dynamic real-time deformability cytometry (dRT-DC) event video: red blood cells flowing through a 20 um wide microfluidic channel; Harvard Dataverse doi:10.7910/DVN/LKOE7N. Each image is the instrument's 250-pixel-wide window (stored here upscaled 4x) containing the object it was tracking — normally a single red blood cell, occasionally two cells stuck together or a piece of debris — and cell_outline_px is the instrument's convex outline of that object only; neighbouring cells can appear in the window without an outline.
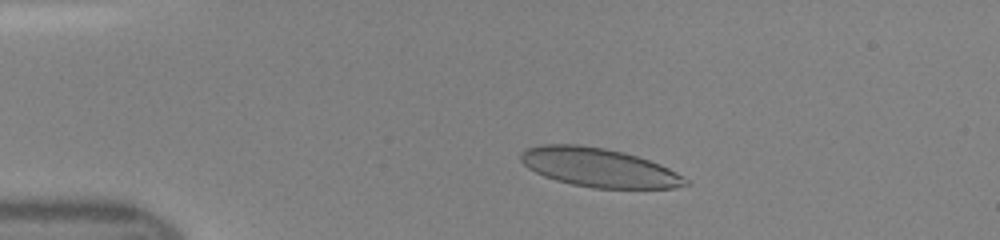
{"species": "human", "species_latin": "Homo sapiens", "temperature_condition": "room temperature", "stored_images_in_passage": 36, "camera_frame_rate_fps": 3000, "um_per_image_px": 0.085, "donor": {"sex": "female"}, "frame": {"image": 1, "passage_image": 7, "time_ms": 2.0, "image_size_px": [1000, 240], "cell_outline_px": [[692, 184], [676, 188], [592, 188], [572, 184], [556, 180], [544, 176], [528, 168], [520, 160], [520, 152], [524, 148], [544, 144], [580, 144], [604, 148], [624, 152], [660, 164], [676, 172], [688, 180]], "centroid_in_image_um": [50.89, 14.24], "position_along_channel_um": 34.1, "area_um2": 37.4}}
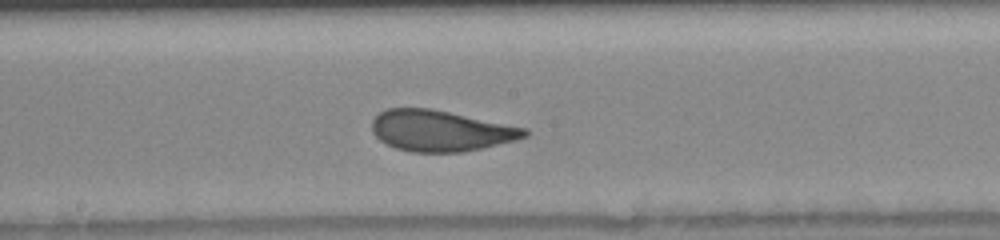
{"frame": {"image": 2, "passage_image": 23, "time_ms": 7.333, "image_size_px": [1000, 240], "cell_outline_px": [[528, 136], [516, 140], [480, 148], [460, 152], [412, 152], [396, 148], [380, 140], [372, 132], [372, 120], [380, 112], [388, 108], [432, 108], [528, 128]], "centroid_in_image_um": [37.46, 11.1], "position_along_channel_um": 210.7, "area_um2": 36.41}}
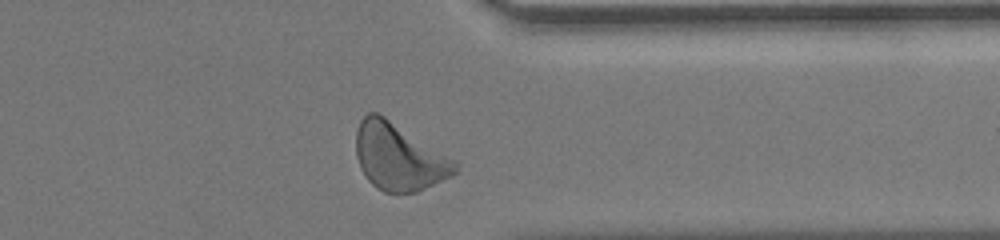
{"frame": {"image": 3, "passage_image": 35, "time_ms": 11.333, "image_size_px": [1000, 240], "cell_outline_px": [[456, 172], [452, 176], [416, 192], [384, 192], [376, 188], [368, 180], [360, 168], [356, 156], [356, 128], [360, 120], [368, 112], [376, 112], [384, 116], [456, 160]], "centroid_in_image_um": [33.87, 13.33], "position_along_channel_um": 377.5, "area_um2": 38.49}}